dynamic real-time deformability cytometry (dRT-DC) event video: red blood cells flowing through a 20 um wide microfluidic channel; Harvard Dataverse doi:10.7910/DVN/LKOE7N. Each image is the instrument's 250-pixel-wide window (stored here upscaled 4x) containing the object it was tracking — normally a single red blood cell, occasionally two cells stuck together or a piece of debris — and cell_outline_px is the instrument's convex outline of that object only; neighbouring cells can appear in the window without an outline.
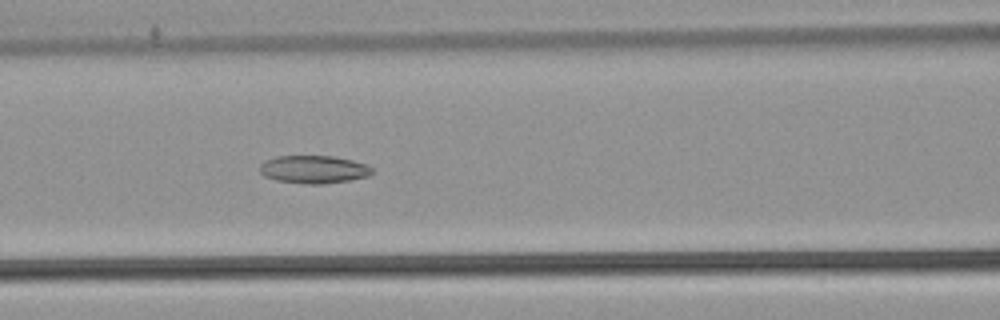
{"species": "common noctule bat (a hibernating species)", "species_latin": "Nyctalus noctula", "temperature_condition": "warm", "stored_images_in_passage": 54, "camera_frame_rate_fps": 3000, "um_per_image_px": 0.085, "animal": {"sex": "male", "body_mass_g": 21.5, "forearm_length_mm": 52.0}, "frame": {"image": 1, "passage_image": 24, "time_ms": 7.667, "image_size_px": [1000, 320], "cell_outline_px": [[372, 172], [368, 176], [352, 180], [324, 184], [304, 184], [276, 180], [264, 176], [260, 172], [260, 164], [264, 160], [276, 156], [332, 156], [352, 160], [368, 164], [372, 168]], "centroid_in_image_um": [26.66, 14.4], "position_along_channel_um": 139.9, "area_um2": 18.44}}
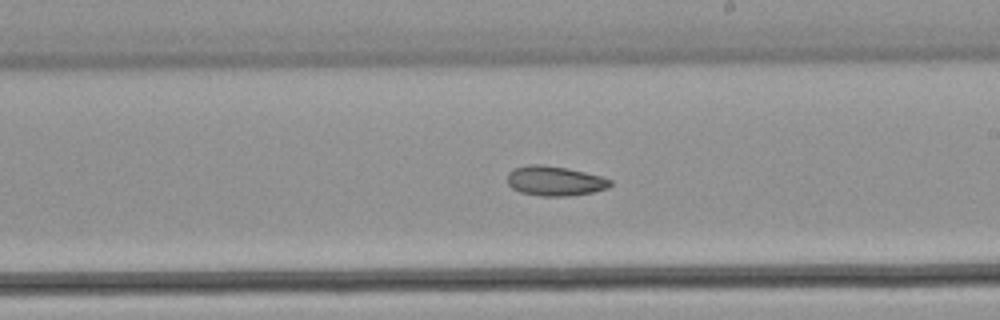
{"frame": {"image": 2, "passage_image": 32, "time_ms": 10.333, "image_size_px": [1000, 320], "cell_outline_px": [[612, 184], [608, 188], [592, 192], [568, 196], [540, 196], [520, 192], [512, 188], [508, 184], [508, 172], [512, 168], [528, 164], [540, 164], [568, 168], [600, 176], [612, 180]], "centroid_in_image_um": [47.13, 15.37], "position_along_channel_um": 241.9, "area_um2": 17.92}}
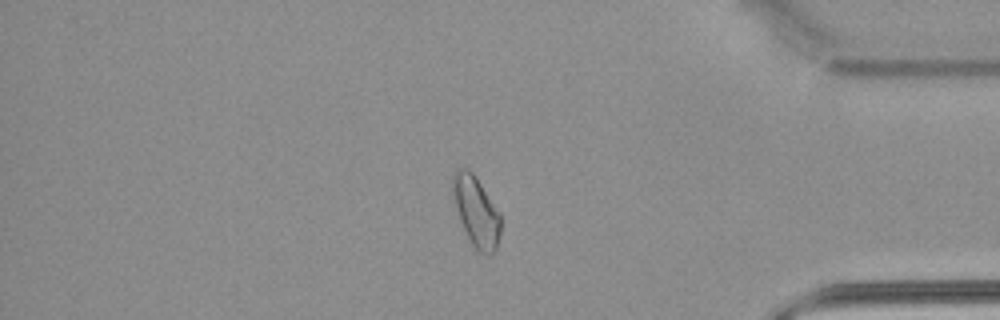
{"frame": {"image": 3, "passage_image": 46, "time_ms": 15.0, "image_size_px": [1000, 320], "cell_outline_px": [[500, 236], [496, 248], [488, 256], [484, 256], [476, 252], [460, 220], [456, 208], [452, 188], [452, 176], [456, 168], [468, 168], [472, 172], [480, 184], [500, 216]], "centroid_in_image_um": [40.46, 18.01], "position_along_channel_um": 394.7, "area_um2": 19.19}}